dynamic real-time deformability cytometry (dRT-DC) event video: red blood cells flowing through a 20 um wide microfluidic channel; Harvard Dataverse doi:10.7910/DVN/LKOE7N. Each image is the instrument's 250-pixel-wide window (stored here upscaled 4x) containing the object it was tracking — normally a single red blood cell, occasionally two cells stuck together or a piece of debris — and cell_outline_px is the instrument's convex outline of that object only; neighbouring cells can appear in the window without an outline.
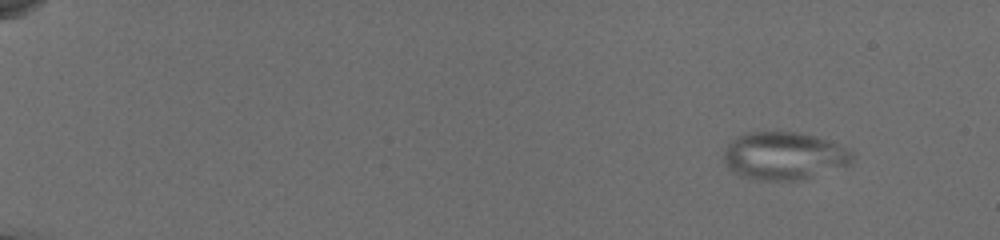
{"species": "common noctule bat (a hibernating species)", "species_latin": "Nyctalus noctula", "temperature_condition": "cold", "stored_images_in_passage": 56, "camera_frame_rate_fps": 3000, "um_per_image_px": 0.085, "animal": {"sex": "female", "body_mass_g": 19.5, "forearm_length_mm": 54.1}, "frame": {"image": 1, "passage_image": 6, "time_ms": 1.667, "image_size_px": [1000, 240], "cell_outline_px": [[856, 156], [848, 164], [796, 180], [760, 180], [740, 176], [732, 172], [724, 164], [724, 152], [728, 140], [744, 132], [796, 132], [828, 140], [848, 148]], "centroid_in_image_um": [66.55, 13.22], "position_along_channel_um": 18.4, "area_um2": 35.6}}
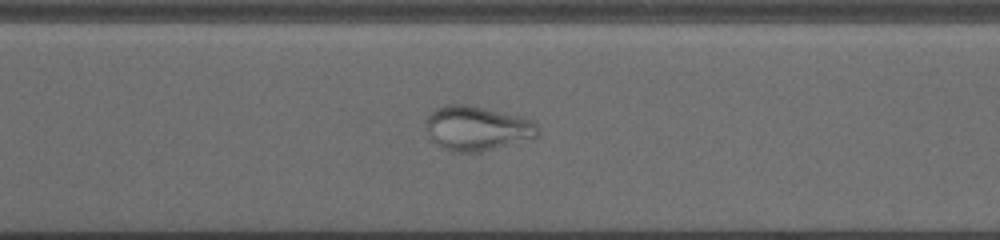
{"frame": {"image": 2, "passage_image": 42, "time_ms": 13.667, "image_size_px": [1000, 240], "cell_outline_px": [[540, 136], [480, 152], [452, 152], [440, 148], [432, 140], [424, 124], [428, 116], [436, 108], [448, 104], [464, 104], [516, 116], [532, 120], [540, 128]], "centroid_in_image_um": [40.52, 10.93], "position_along_channel_um": 330.1, "area_um2": 28.84}}
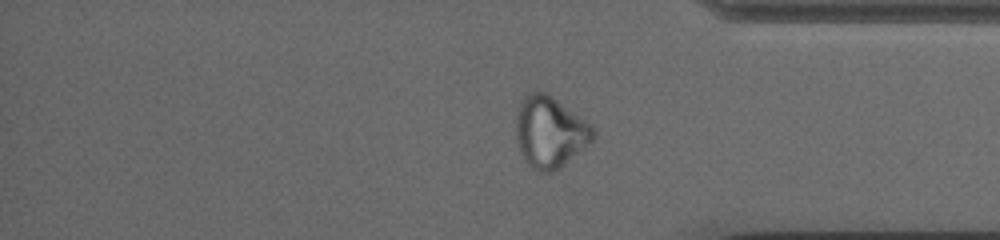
{"frame": {"image": 3, "passage_image": 47, "time_ms": 15.333, "image_size_px": [1000, 240], "cell_outline_px": [[596, 136], [592, 140], [560, 168], [552, 172], [540, 172], [532, 168], [528, 164], [520, 148], [516, 136], [516, 120], [520, 104], [528, 92], [544, 92], [552, 96], [584, 120], [596, 132]], "centroid_in_image_um": [46.73, 11.23], "position_along_channel_um": 388.5, "area_um2": 31.21}}